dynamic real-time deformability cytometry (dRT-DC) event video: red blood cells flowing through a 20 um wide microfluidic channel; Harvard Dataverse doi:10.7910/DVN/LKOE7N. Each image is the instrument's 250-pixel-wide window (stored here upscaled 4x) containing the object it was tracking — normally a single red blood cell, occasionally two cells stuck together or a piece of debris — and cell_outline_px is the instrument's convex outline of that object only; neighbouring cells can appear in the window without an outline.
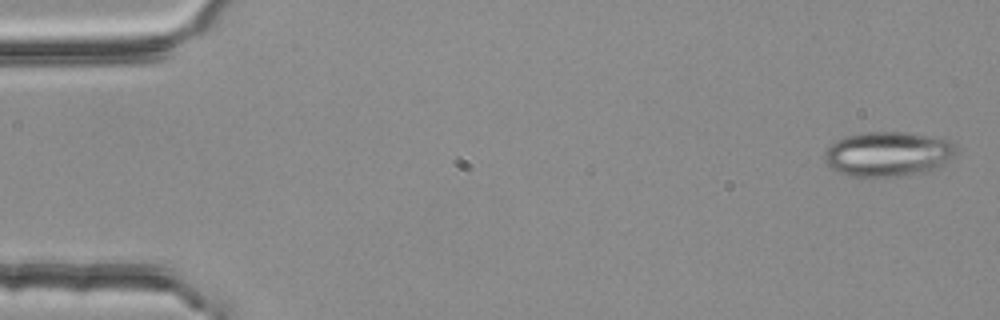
{"species": "common noctule bat (a hibernating species)", "species_latin": "Nyctalus noctula", "temperature_condition": "room temperature", "stored_images_in_passage": 5, "segment_of_instrument_passage": [1, 2], "camera_frame_rate_fps": 3000, "um_per_image_px": 0.085, "animal": {"sex": "female", "body_mass_g": 25.1}, "frame": {"image": 1, "passage_image": 1, "time_ms": 0.0, "image_size_px": [1000, 320], "cell_outline_px": [[956, 152], [944, 164], [936, 168], [924, 172], [904, 176], [848, 176], [836, 172], [824, 160], [824, 152], [836, 140], [844, 136], [864, 132], [908, 132], [944, 136], [952, 140], [956, 148]], "centroid_in_image_um": [75.52, 13.07], "position_along_channel_um": 9.5, "area_um2": 34.91}}